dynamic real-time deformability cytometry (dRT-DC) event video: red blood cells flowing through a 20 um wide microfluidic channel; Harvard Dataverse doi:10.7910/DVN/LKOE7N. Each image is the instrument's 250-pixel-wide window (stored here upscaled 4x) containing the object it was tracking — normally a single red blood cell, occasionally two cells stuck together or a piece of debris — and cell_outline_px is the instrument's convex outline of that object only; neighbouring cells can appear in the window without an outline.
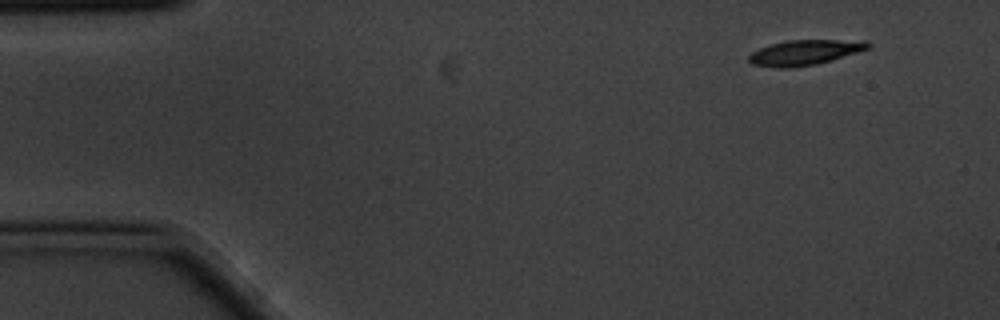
{"species": "common noctule bat (a hibernating species)", "species_latin": "Nyctalus noctula", "temperature_condition": "cold", "stored_images_in_passage": 4, "camera_frame_rate_fps": 3000, "um_per_image_px": 0.085, "animal": {"sex": "male", "body_mass_g": 20.1, "forearm_length_mm": 53.5}, "frame": {"image": 1, "passage_image": 1, "time_ms": 0.0, "image_size_px": [1000, 320], "cell_outline_px": [[872, 44], [868, 48], [832, 60], [816, 64], [788, 68], [776, 68], [752, 64], [748, 60], [748, 56], [752, 52], [760, 48], [772, 44], [788, 40], [868, 40]], "centroid_in_image_um": [68.4, 4.46], "position_along_channel_um": 16.6, "area_um2": 17.4}}
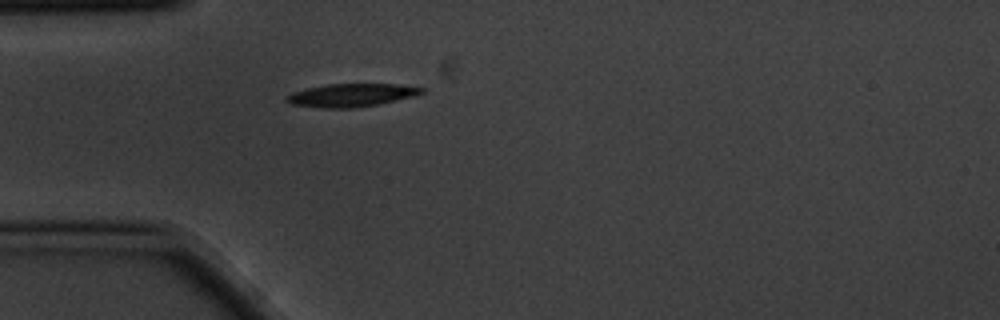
{"frame": {"image": 2, "passage_image": 4, "time_ms": 1.0, "image_size_px": [1000, 320], "cell_outline_px": [[424, 92], [412, 96], [376, 104], [356, 108], [320, 108], [288, 104], [284, 100], [284, 96], [292, 92], [308, 88], [328, 84], [400, 84], [424, 88]], "centroid_in_image_um": [29.77, 8.09], "position_along_channel_um": 55.2, "area_um2": 18.15}}